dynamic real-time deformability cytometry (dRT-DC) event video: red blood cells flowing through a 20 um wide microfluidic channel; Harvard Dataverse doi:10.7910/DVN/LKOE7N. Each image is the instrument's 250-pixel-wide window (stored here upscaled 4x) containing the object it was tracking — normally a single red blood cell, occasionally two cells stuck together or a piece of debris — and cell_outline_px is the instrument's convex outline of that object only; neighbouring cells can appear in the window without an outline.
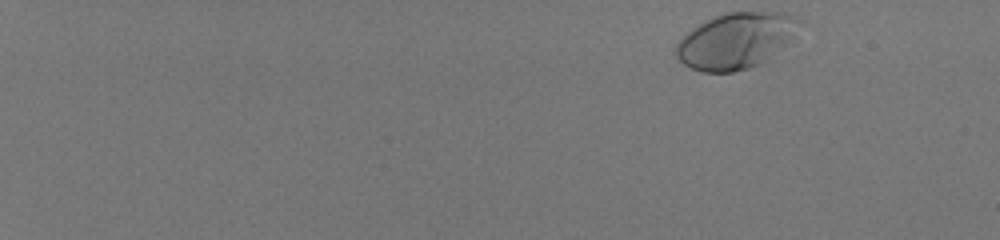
{"species": "human", "species_latin": "Homo sapiens", "temperature_condition": "room temperature", "stored_images_in_passage": 50, "camera_frame_rate_fps": 3000, "um_per_image_px": 0.085, "donor": {"sex": "male"}, "frame": {"image": 1, "passage_image": 1, "time_ms": 0.0, "image_size_px": [1000, 240], "cell_outline_px": [[804, 20], [760, 64], [748, 68], [732, 72], [700, 72], [684, 64], [676, 56], [676, 44], [692, 28], [724, 12], [780, 12]], "centroid_in_image_um": [62.45, 3.45], "position_along_channel_um": 22.6, "area_um2": 38.73}}
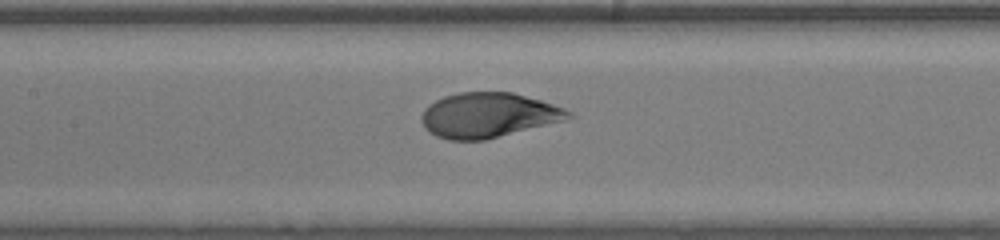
{"frame": {"image": 2, "passage_image": 27, "time_ms": 8.667, "image_size_px": [1000, 240], "cell_outline_px": [[576, 116], [564, 120], [484, 140], [448, 140], [436, 136], [428, 132], [424, 128], [420, 120], [420, 116], [424, 108], [428, 104], [444, 96], [460, 92], [512, 92], [540, 100], [564, 108], [572, 112]], "centroid_in_image_um": [41.45, 9.79], "position_along_channel_um": 165.9, "area_um2": 38.44}}
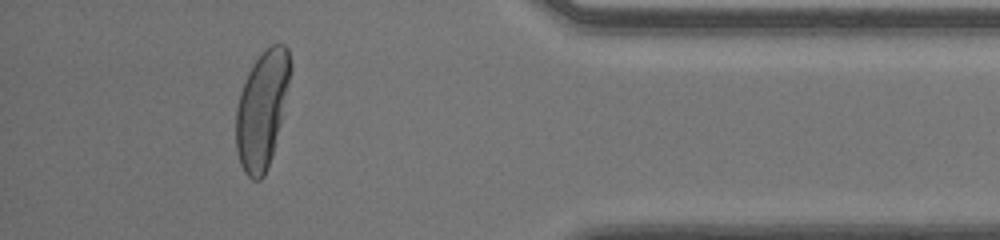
{"frame": {"image": 3, "passage_image": 47, "time_ms": 15.333, "image_size_px": [1000, 240], "cell_outline_px": [[292, 68], [280, 120], [272, 152], [264, 176], [260, 180], [252, 180], [244, 172], [240, 164], [236, 152], [236, 108], [240, 92], [248, 72], [252, 64], [272, 44], [284, 44], [288, 48], [292, 64]], "centroid_in_image_um": [22.25, 9.29], "position_along_channel_um": 413.0, "area_um2": 36.47}, "authors_computed_cell_mechanics": {"area_um2": 38.0035, "velocity_mm_per_s": 4.015, "shape_relaxation_time_tau1_ms": 4.0797, "shape_relaxation_time_tau2_ms": null, "deformation_change_tau1": 0.2426, "deformation_change_tau2": null}}